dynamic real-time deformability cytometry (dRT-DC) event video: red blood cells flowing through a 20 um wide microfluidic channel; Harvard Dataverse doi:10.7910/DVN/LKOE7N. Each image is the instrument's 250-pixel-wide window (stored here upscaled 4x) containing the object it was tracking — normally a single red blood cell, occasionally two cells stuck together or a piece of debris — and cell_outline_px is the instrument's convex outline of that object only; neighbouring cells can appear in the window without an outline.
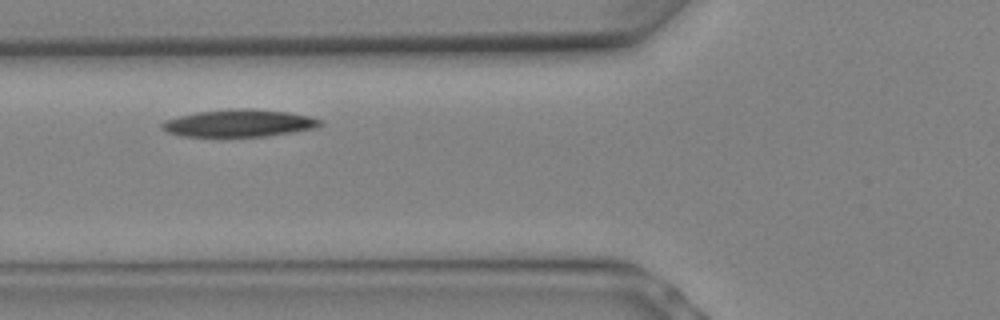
{"species": "Egyptian fruit bat (a non-hibernating species)", "species_latin": "Rousettus aegyptiacus", "temperature_condition": "warm", "stored_images_in_passage": 4, "camera_frame_rate_fps": 3000, "um_per_image_px": 0.085, "animal": {"sex": "female"}, "frame": {"image": 1, "passage_image": 3, "time_ms": 0.667, "image_size_px": [1000, 320], "cell_outline_px": [[324, 124], [316, 128], [292, 132], [264, 136], [184, 136], [168, 132], [160, 128], [160, 124], [164, 120], [196, 112], [232, 108], [252, 108], [288, 112], [312, 116], [320, 120]], "centroid_in_image_um": [20.34, 10.45], "position_along_channel_um": 105.5, "area_um2": 25.26}}